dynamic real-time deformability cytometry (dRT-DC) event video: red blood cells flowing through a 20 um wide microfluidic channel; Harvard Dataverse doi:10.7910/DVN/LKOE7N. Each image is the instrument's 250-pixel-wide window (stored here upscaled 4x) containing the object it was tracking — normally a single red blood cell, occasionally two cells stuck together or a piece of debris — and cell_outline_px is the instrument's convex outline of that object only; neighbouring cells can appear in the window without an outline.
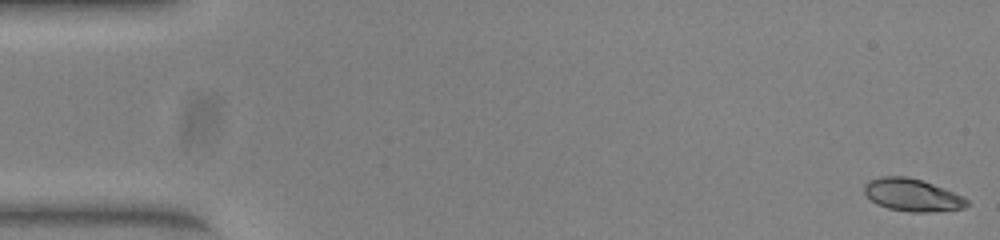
{"species": "common noctule bat (a hibernating species)", "species_latin": "Nyctalus noctula", "temperature_condition": "warm", "stored_images_in_passage": 52, "camera_frame_rate_fps": 3000, "um_per_image_px": 0.085, "animal": {"sex": "female", "body_mass_g": 23.0, "forearm_length_mm": 53.4}, "frame": {"image": 1, "passage_image": 1, "time_ms": 0.0, "image_size_px": [1000, 240], "cell_outline_px": [[968, 204], [964, 208], [928, 212], [908, 212], [888, 208], [876, 204], [864, 192], [864, 184], [868, 180], [880, 176], [908, 176], [924, 180], [964, 196], [968, 200]], "centroid_in_image_um": [77.54, 16.56], "position_along_channel_um": 7.5, "area_um2": 19.65}}
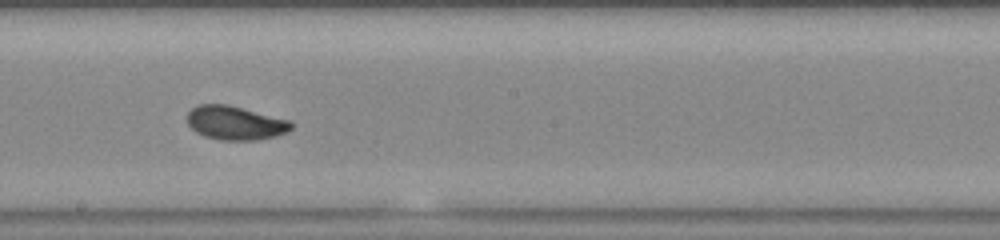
{"frame": {"image": 2, "passage_image": 29, "time_ms": 9.333, "image_size_px": [1000, 240], "cell_outline_px": [[292, 128], [288, 132], [276, 136], [256, 140], [220, 140], [204, 136], [196, 132], [188, 124], [188, 112], [192, 108], [200, 104], [228, 104], [288, 120], [292, 124]], "centroid_in_image_um": [19.98, 10.45], "position_along_channel_um": 228.2, "area_um2": 20.4}}
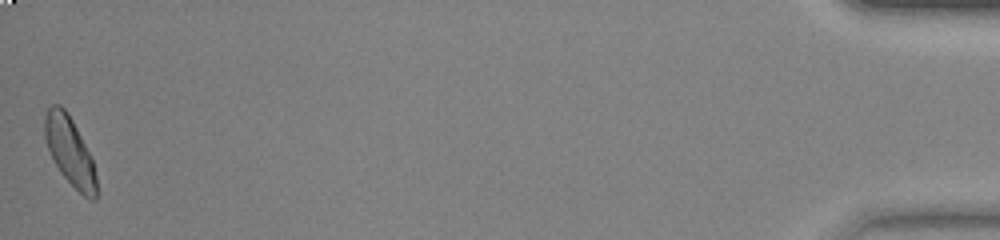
{"frame": {"image": 3, "passage_image": 52, "time_ms": 17.0, "image_size_px": [1000, 240], "cell_outline_px": [[96, 200], [92, 200], [84, 196], [60, 172], [52, 160], [44, 136], [44, 116], [48, 108], [52, 104], [60, 104], [68, 112], [92, 160], [96, 176]], "centroid_in_image_um": [5.9, 12.82], "position_along_channel_um": 429.3, "area_um2": 20.29}, "authors_computed_cell_mechanics": {"area_um2": 19.9121, "velocity_mm_per_s": 3.9274, "shape_relaxation_time_tau1_ms": 3.5991, "shape_relaxation_time_tau2_ms": 1.8253, "deformation_change_tau1": 0.1327, "deformation_change_tau2": 0.0662}}